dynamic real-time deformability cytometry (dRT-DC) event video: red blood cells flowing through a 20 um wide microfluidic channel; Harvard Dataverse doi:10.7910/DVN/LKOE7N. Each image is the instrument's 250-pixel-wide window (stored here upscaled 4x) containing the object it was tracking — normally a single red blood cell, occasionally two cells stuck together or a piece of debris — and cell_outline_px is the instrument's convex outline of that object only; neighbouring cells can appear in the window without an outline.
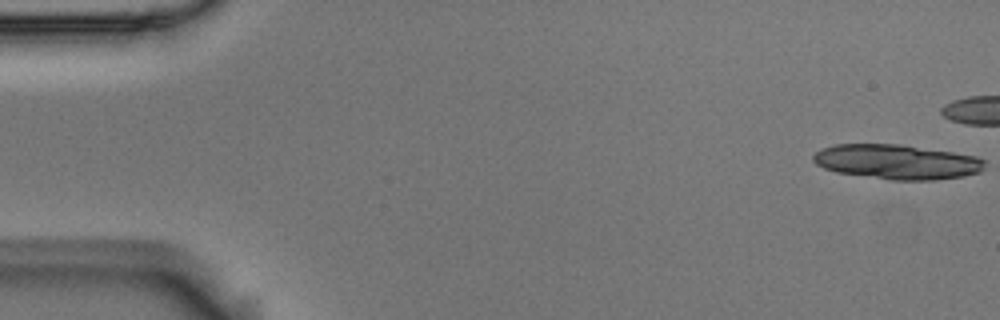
{"species": "Egyptian fruit bat (a non-hibernating species)", "species_latin": "Rousettus aegyptiacus", "temperature_condition": "room temperature", "stored_images_in_passage": 13, "camera_frame_rate_fps": 3000, "um_per_image_px": 0.085, "animal": {"sex": "male"}, "frame": {"image": 1, "passage_image": 1, "time_ms": 0.0, "image_size_px": [1000, 320], "cell_outline_px": [[984, 168], [980, 172], [964, 176], [932, 180], [892, 180], [836, 172], [824, 168], [816, 164], [812, 160], [812, 156], [820, 148], [836, 144], [900, 144], [952, 152], [976, 156], [984, 160]], "centroid_in_image_um": [76.21, 13.75], "position_along_channel_um": 8.8, "area_um2": 34.74}}